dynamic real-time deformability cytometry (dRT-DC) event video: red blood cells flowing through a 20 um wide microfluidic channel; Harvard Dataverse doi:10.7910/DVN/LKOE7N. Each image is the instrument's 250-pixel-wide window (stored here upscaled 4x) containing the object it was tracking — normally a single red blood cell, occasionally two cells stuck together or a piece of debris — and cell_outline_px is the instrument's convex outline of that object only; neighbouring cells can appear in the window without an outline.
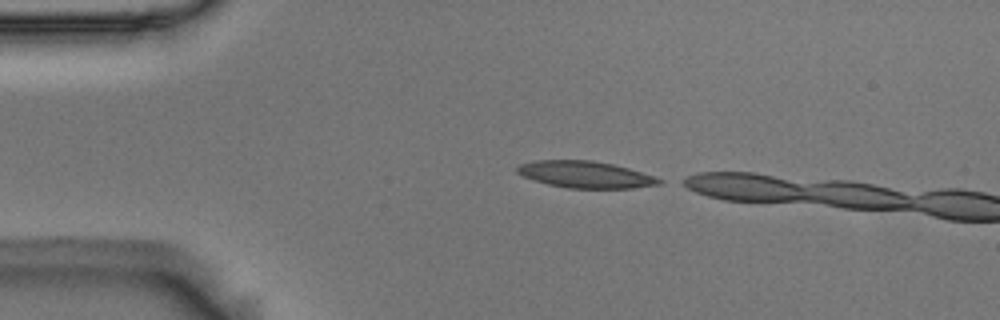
{"species": "Egyptian fruit bat (a non-hibernating species)", "species_latin": "Rousettus aegyptiacus", "temperature_condition": "room temperature", "stored_images_in_passage": 6, "camera_frame_rate_fps": 3000, "um_per_image_px": 0.085, "animal": {"sex": "male"}, "frame": {"image": 1, "passage_image": 1, "time_ms": 0.0, "image_size_px": [1000, 320], "cell_outline_px": [[664, 180], [660, 184], [632, 188], [568, 188], [548, 184], [532, 180], [516, 172], [516, 168], [520, 164], [536, 160], [592, 160], [612, 164], [628, 168]], "centroid_in_image_um": [49.72, 14.83], "position_along_channel_um": 35.3, "area_um2": 21.96}}